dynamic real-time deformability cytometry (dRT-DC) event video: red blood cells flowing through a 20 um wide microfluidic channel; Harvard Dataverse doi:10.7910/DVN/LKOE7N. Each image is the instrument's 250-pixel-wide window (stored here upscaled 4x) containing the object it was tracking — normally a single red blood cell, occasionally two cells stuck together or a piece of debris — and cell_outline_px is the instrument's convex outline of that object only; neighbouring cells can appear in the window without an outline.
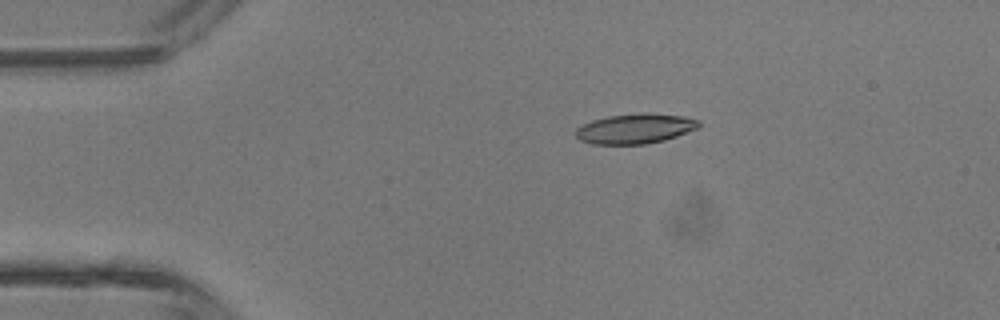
{"species": "common noctule bat (a hibernating species)", "species_latin": "Nyctalus noctula", "temperature_condition": "room temperature", "stored_images_in_passage": 2, "camera_frame_rate_fps": 3000, "um_per_image_px": 0.085, "animal": {"sex": "male", "body_mass_g": 13.3}, "frame": {"image": 1, "passage_image": 1, "time_ms": 0.0, "image_size_px": [1000, 320], "cell_outline_px": [[700, 124], [696, 128], [676, 136], [664, 140], [644, 144], [592, 144], [580, 140], [576, 136], [576, 128], [592, 120], [608, 116], [684, 116], [700, 120]], "centroid_in_image_um": [53.93, 10.99], "position_along_channel_um": 31.1, "area_um2": 20.29}}